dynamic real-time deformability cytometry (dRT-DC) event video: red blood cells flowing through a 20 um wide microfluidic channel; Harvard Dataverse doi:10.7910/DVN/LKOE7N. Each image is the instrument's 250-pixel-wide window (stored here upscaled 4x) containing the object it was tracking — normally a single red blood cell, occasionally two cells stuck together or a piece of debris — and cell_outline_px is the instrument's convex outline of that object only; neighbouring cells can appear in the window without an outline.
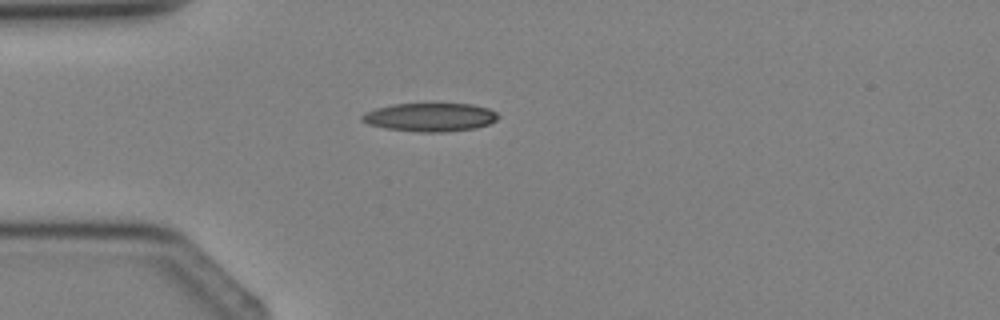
{"species": "Egyptian fruit bat (a non-hibernating species)", "species_latin": "Rousettus aegyptiacus", "temperature_condition": "cold", "stored_images_in_passage": 2, "camera_frame_rate_fps": 3000, "um_per_image_px": 0.085, "animal": {"sex": "female"}, "frame": {"image": 1, "passage_image": 2, "time_ms": 2.333, "image_size_px": [1000, 320], "cell_outline_px": [[500, 116], [496, 120], [488, 124], [476, 128], [444, 132], [420, 132], [384, 128], [368, 124], [360, 120], [360, 116], [364, 112], [376, 108], [392, 104], [472, 104], [488, 108], [496, 112]], "centroid_in_image_um": [36.53, 9.96], "position_along_channel_um": 48.5, "area_um2": 22.66}}